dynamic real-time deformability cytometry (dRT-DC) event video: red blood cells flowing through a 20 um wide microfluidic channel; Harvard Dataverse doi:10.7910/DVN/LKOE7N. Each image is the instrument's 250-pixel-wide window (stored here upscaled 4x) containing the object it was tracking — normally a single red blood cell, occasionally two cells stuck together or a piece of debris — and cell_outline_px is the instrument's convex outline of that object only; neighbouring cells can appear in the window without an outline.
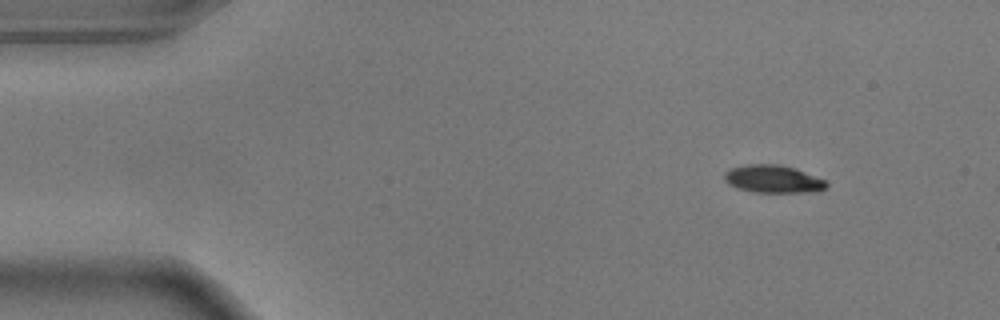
{"species": "common noctule bat (a hibernating species)", "species_latin": "Nyctalus noctula", "temperature_condition": "warm", "stored_images_in_passage": 4, "camera_frame_rate_fps": 3000, "um_per_image_px": 0.085, "animal": {"sex": "male", "body_mass_g": 17.9}, "frame": {"image": 1, "passage_image": 1, "time_ms": 0.0, "image_size_px": [1000, 320], "cell_outline_px": [[828, 188], [816, 192], [752, 192], [728, 184], [724, 180], [724, 172], [732, 168], [748, 164], [780, 164], [796, 168], [824, 180], [828, 184]], "centroid_in_image_um": [65.73, 15.22], "position_along_channel_um": 19.3, "area_um2": 16.53}}